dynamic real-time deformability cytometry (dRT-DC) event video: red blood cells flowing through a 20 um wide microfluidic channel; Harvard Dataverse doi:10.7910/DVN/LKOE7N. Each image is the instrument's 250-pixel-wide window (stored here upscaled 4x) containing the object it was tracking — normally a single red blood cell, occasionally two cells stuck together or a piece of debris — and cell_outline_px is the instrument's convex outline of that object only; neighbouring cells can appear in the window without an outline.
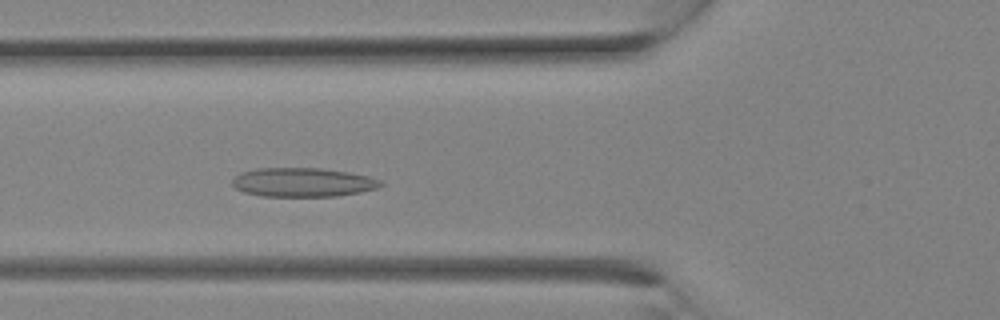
{"species": "Egyptian fruit bat (a non-hibernating species)", "species_latin": "Rousettus aegyptiacus", "temperature_condition": "room temperature", "stored_images_in_passage": 9, "camera_frame_rate_fps": 3000, "um_per_image_px": 0.085, "animal": {"sex": "female"}, "frame": {"image": 1, "passage_image": 9, "time_ms": 2.667, "image_size_px": [1000, 320], "cell_outline_px": [[384, 184], [376, 188], [360, 192], [336, 196], [260, 196], [244, 192], [236, 188], [232, 184], [232, 180], [240, 172], [256, 168], [320, 168], [348, 172], [368, 176], [384, 180]], "centroid_in_image_um": [25.75, 15.49], "position_along_channel_um": 100.1, "area_um2": 25.14}}